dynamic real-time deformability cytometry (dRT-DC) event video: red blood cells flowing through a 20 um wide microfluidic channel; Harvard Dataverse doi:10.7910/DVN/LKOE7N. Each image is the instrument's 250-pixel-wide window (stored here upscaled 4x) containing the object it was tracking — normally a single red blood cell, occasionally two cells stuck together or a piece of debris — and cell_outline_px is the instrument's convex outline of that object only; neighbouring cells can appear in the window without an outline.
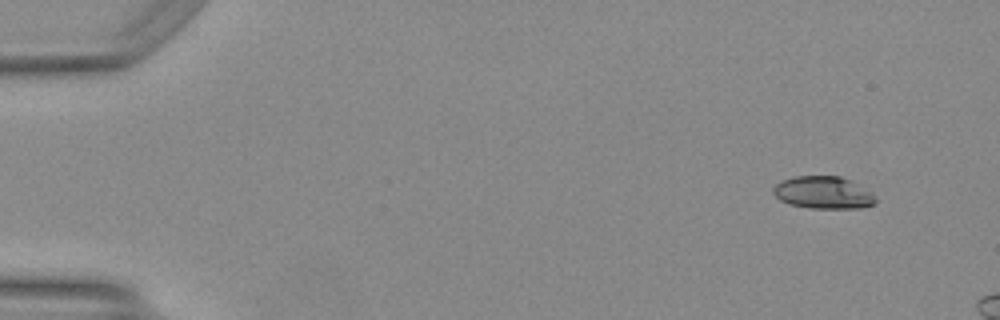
{"species": "Egyptian fruit bat (a non-hibernating species)", "species_latin": "Rousettus aegyptiacus", "temperature_condition": "warm", "stored_images_in_passage": 11, "camera_frame_rate_fps": 3000, "um_per_image_px": 0.085, "animal": {"sex": "female"}, "frame": {"image": 1, "passage_image": 1, "time_ms": 0.0, "image_size_px": [1000, 320], "cell_outline_px": [[876, 204], [860, 208], [808, 208], [788, 204], [780, 200], [772, 192], [772, 188], [776, 184], [792, 176], [840, 176], [852, 180], [872, 192], [876, 200]], "centroid_in_image_um": [69.99, 16.37], "position_along_channel_um": 15.0, "area_um2": 19.54}}